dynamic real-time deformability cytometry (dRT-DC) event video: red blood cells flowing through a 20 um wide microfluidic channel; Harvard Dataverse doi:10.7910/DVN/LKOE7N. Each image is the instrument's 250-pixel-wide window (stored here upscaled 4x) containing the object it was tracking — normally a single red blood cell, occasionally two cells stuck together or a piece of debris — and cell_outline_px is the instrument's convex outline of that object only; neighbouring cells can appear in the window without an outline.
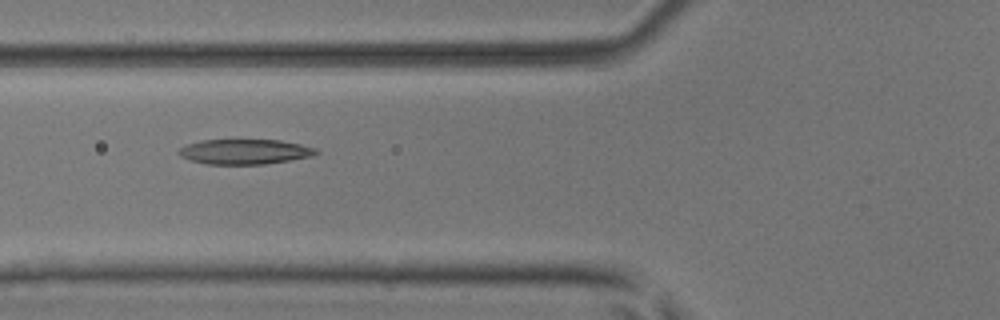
{"species": "common noctule bat (a hibernating species)", "species_latin": "Nyctalus noctula", "temperature_condition": "room temperature", "stored_images_in_passage": 8, "camera_frame_rate_fps": 3000, "um_per_image_px": 0.085, "animal": {"sex": "male", "body_mass_g": 17.9, "forearm_length_mm": 54.2}, "frame": {"image": 1, "passage_image": 6, "time_ms": 1.667, "image_size_px": [1000, 320], "cell_outline_px": [[320, 152], [312, 156], [264, 164], [204, 164], [188, 160], [180, 156], [176, 152], [180, 148], [188, 144], [204, 140], [280, 140], [300, 144], [316, 148]], "centroid_in_image_um": [20.78, 12.9], "position_along_channel_um": 105.0, "area_um2": 20.0}}
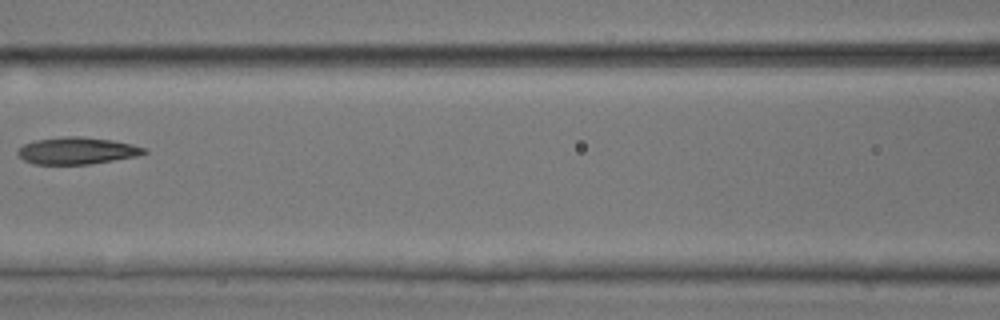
{"frame": {"image": 2, "passage_image": 7, "time_ms": 2.0, "image_size_px": [1000, 320], "cell_outline_px": [[148, 152], [136, 156], [88, 164], [32, 164], [24, 160], [16, 152], [24, 144], [36, 140], [64, 136], [80, 136], [112, 140], [132, 144], [144, 148]], "centroid_in_image_um": [6.52, 12.8], "position_along_channel_um": 160.1, "area_um2": 19.65}}
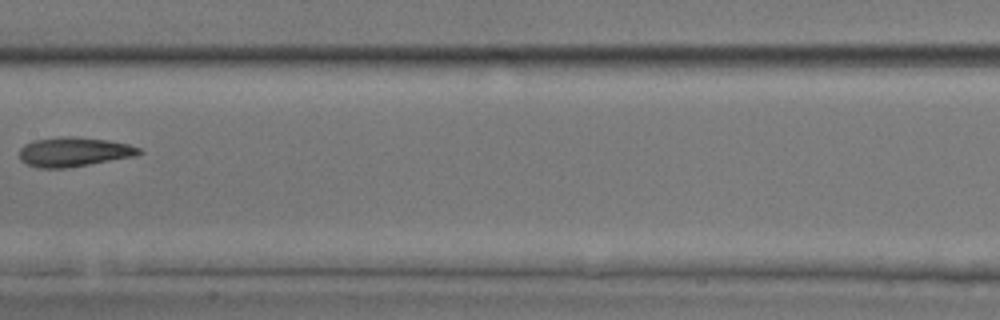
{"frame": {"image": 3, "passage_image": 8, "time_ms": 2.333, "image_size_px": [1000, 320], "cell_outline_px": [[144, 152], [136, 156], [68, 168], [40, 168], [28, 164], [20, 160], [20, 148], [24, 144], [32, 140], [60, 136], [76, 136], [108, 140], [128, 144], [140, 148]], "centroid_in_image_um": [6.29, 12.9], "position_along_channel_um": 201.1, "area_um2": 20.75}}